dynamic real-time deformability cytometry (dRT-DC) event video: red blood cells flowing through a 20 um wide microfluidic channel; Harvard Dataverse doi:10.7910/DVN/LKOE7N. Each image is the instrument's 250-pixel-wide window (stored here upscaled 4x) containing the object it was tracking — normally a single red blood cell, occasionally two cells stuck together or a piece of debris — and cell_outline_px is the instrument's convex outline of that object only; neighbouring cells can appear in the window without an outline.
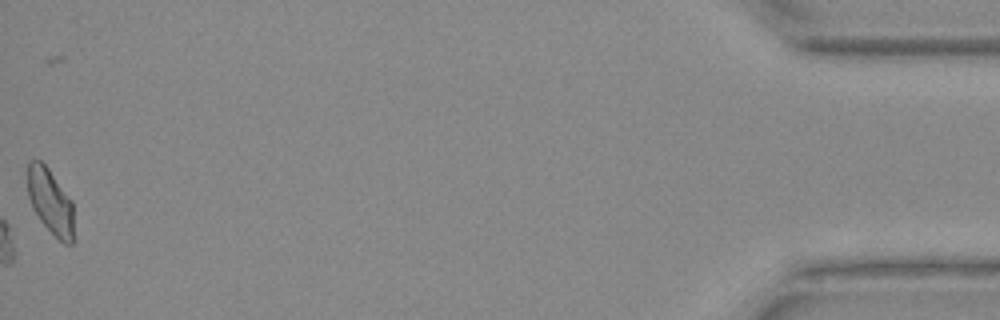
{"species": "Egyptian fruit bat (a non-hibernating species)", "species_latin": "Rousettus aegyptiacus", "temperature_condition": "warm", "stored_images_in_passage": 37, "camera_frame_rate_fps": 3000, "um_per_image_px": 0.085, "animal": {"sex": "female"}, "frame": {"image": 1, "passage_image": 37, "time_ms": 12.0, "image_size_px": [1000, 320], "cell_outline_px": [[72, 244], [64, 244], [40, 220], [32, 208], [28, 196], [28, 160], [40, 160], [48, 168], [72, 200]], "centroid_in_image_um": [4.26, 17.09], "position_along_channel_um": 430.9, "area_um2": 17.28}}